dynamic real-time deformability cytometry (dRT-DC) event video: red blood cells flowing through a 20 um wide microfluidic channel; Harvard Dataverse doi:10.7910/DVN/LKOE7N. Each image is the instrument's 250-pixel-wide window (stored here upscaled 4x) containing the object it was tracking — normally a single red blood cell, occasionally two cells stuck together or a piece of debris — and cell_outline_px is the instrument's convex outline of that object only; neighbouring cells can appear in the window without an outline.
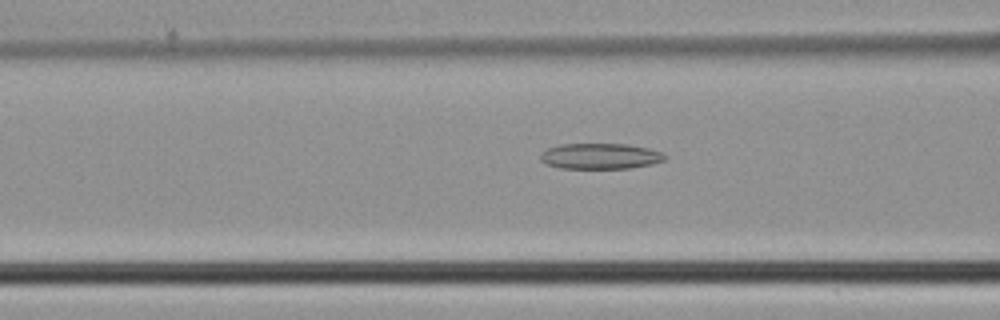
{"species": "common noctule bat (a hibernating species)", "species_latin": "Nyctalus noctula", "temperature_condition": "cold", "stored_images_in_passage": 47, "camera_frame_rate_fps": 3000, "um_per_image_px": 0.085, "animal": {"sex": "male", "body_mass_g": 21.5, "forearm_length_mm": 52.0}, "frame": {"image": 1, "passage_image": 19, "time_ms": 6.0, "image_size_px": [1000, 320], "cell_outline_px": [[668, 156], [664, 160], [652, 164], [632, 168], [560, 168], [544, 164], [540, 160], [540, 152], [548, 148], [560, 144], [628, 144], [648, 148], [660, 152]], "centroid_in_image_um": [50.99, 13.27], "position_along_channel_um": 115.6, "area_um2": 18.79}}
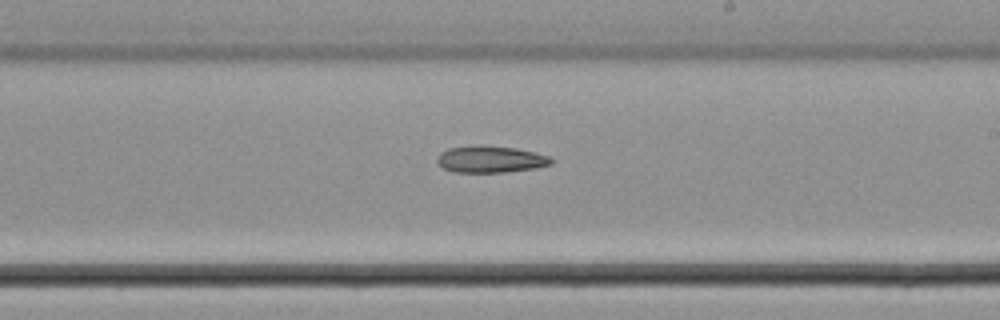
{"frame": {"image": 2, "passage_image": 28, "time_ms": 9.0, "image_size_px": [1000, 320], "cell_outline_px": [[552, 164], [536, 168], [504, 172], [452, 172], [444, 168], [436, 160], [440, 152], [448, 148], [516, 148], [548, 156], [552, 160]], "centroid_in_image_um": [41.71, 13.59], "position_along_channel_um": 247.3, "area_um2": 16.82}}
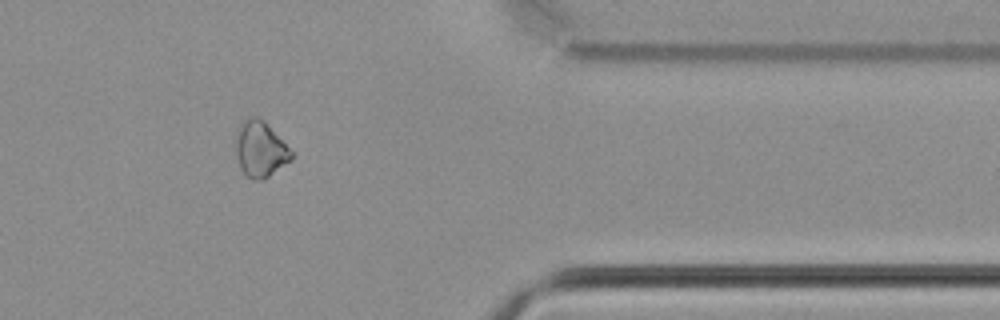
{"frame": {"image": 3, "passage_image": 39, "time_ms": 12.667, "image_size_px": [1000, 320], "cell_outline_px": [[292, 160], [264, 180], [252, 180], [240, 168], [236, 152], [236, 140], [240, 124], [248, 116], [256, 116], [264, 120], [292, 152]], "centroid_in_image_um": [22.12, 12.69], "position_along_channel_um": 389.3, "area_um2": 17.92}}